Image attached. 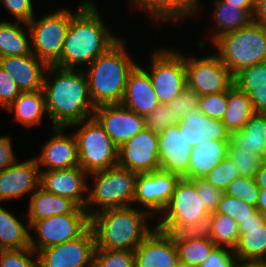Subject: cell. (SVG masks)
<instances>
[{"instance_id": "e575fe53", "label": "cell", "mask_w": 266, "mask_h": 267, "mask_svg": "<svg viewBox=\"0 0 266 267\" xmlns=\"http://www.w3.org/2000/svg\"><path fill=\"white\" fill-rule=\"evenodd\" d=\"M238 223L228 215L212 213L209 216L205 233L219 247L234 250L239 240Z\"/></svg>"}, {"instance_id": "ffe728a7", "label": "cell", "mask_w": 266, "mask_h": 267, "mask_svg": "<svg viewBox=\"0 0 266 267\" xmlns=\"http://www.w3.org/2000/svg\"><path fill=\"white\" fill-rule=\"evenodd\" d=\"M159 138L160 170L177 174L188 179L189 162L192 148L188 146L177 124L166 127Z\"/></svg>"}, {"instance_id": "f35d334b", "label": "cell", "mask_w": 266, "mask_h": 267, "mask_svg": "<svg viewBox=\"0 0 266 267\" xmlns=\"http://www.w3.org/2000/svg\"><path fill=\"white\" fill-rule=\"evenodd\" d=\"M256 211V207L247 204L240 198L229 196L224 193L215 212L228 215L239 225L243 220L250 218Z\"/></svg>"}, {"instance_id": "ab89813d", "label": "cell", "mask_w": 266, "mask_h": 267, "mask_svg": "<svg viewBox=\"0 0 266 267\" xmlns=\"http://www.w3.org/2000/svg\"><path fill=\"white\" fill-rule=\"evenodd\" d=\"M227 156L239 170L240 176L251 178H255L263 160L262 157L253 152L239 150L237 147H228Z\"/></svg>"}, {"instance_id": "f1b7e54d", "label": "cell", "mask_w": 266, "mask_h": 267, "mask_svg": "<svg viewBox=\"0 0 266 267\" xmlns=\"http://www.w3.org/2000/svg\"><path fill=\"white\" fill-rule=\"evenodd\" d=\"M229 141H208L193 147L190 155L188 179L205 178L227 157Z\"/></svg>"}, {"instance_id": "7c38bea8", "label": "cell", "mask_w": 266, "mask_h": 267, "mask_svg": "<svg viewBox=\"0 0 266 267\" xmlns=\"http://www.w3.org/2000/svg\"><path fill=\"white\" fill-rule=\"evenodd\" d=\"M185 67L187 86L199 96L225 92L233 85V75L216 53L202 58L185 57Z\"/></svg>"}, {"instance_id": "74e56055", "label": "cell", "mask_w": 266, "mask_h": 267, "mask_svg": "<svg viewBox=\"0 0 266 267\" xmlns=\"http://www.w3.org/2000/svg\"><path fill=\"white\" fill-rule=\"evenodd\" d=\"M259 190L255 178L239 176L227 186L224 193L229 196L240 198L247 204L257 208Z\"/></svg>"}, {"instance_id": "9f6ffc18", "label": "cell", "mask_w": 266, "mask_h": 267, "mask_svg": "<svg viewBox=\"0 0 266 267\" xmlns=\"http://www.w3.org/2000/svg\"><path fill=\"white\" fill-rule=\"evenodd\" d=\"M255 181L259 189L266 188V160H262L260 168L255 176Z\"/></svg>"}, {"instance_id": "d6a6232c", "label": "cell", "mask_w": 266, "mask_h": 267, "mask_svg": "<svg viewBox=\"0 0 266 267\" xmlns=\"http://www.w3.org/2000/svg\"><path fill=\"white\" fill-rule=\"evenodd\" d=\"M30 225L0 205V250L30 248Z\"/></svg>"}, {"instance_id": "52a82bcc", "label": "cell", "mask_w": 266, "mask_h": 267, "mask_svg": "<svg viewBox=\"0 0 266 267\" xmlns=\"http://www.w3.org/2000/svg\"><path fill=\"white\" fill-rule=\"evenodd\" d=\"M89 175L95 181L93 186H88L86 193L85 209L89 217L106 209L133 206L136 173L116 165ZM95 206L98 209L93 210Z\"/></svg>"}, {"instance_id": "6da1fadb", "label": "cell", "mask_w": 266, "mask_h": 267, "mask_svg": "<svg viewBox=\"0 0 266 267\" xmlns=\"http://www.w3.org/2000/svg\"><path fill=\"white\" fill-rule=\"evenodd\" d=\"M42 90L52 127L67 129L94 114L96 107L91 101L88 79L82 69L48 66Z\"/></svg>"}, {"instance_id": "4dcf8cb0", "label": "cell", "mask_w": 266, "mask_h": 267, "mask_svg": "<svg viewBox=\"0 0 266 267\" xmlns=\"http://www.w3.org/2000/svg\"><path fill=\"white\" fill-rule=\"evenodd\" d=\"M6 109L9 113H14V121L19 122L25 128L40 125L43 115L48 116L43 90L21 92Z\"/></svg>"}, {"instance_id": "7bdbcfd3", "label": "cell", "mask_w": 266, "mask_h": 267, "mask_svg": "<svg viewBox=\"0 0 266 267\" xmlns=\"http://www.w3.org/2000/svg\"><path fill=\"white\" fill-rule=\"evenodd\" d=\"M199 97L195 90L186 86L179 95L167 103L168 108H172L173 111V124L179 123L185 114L198 107Z\"/></svg>"}, {"instance_id": "d6986e66", "label": "cell", "mask_w": 266, "mask_h": 267, "mask_svg": "<svg viewBox=\"0 0 266 267\" xmlns=\"http://www.w3.org/2000/svg\"><path fill=\"white\" fill-rule=\"evenodd\" d=\"M178 264L173 236L157 228L134 250V267H176Z\"/></svg>"}, {"instance_id": "836d02e7", "label": "cell", "mask_w": 266, "mask_h": 267, "mask_svg": "<svg viewBox=\"0 0 266 267\" xmlns=\"http://www.w3.org/2000/svg\"><path fill=\"white\" fill-rule=\"evenodd\" d=\"M254 114L249 95L233 84L228 89L227 107L221 120L227 131H240Z\"/></svg>"}, {"instance_id": "484cf974", "label": "cell", "mask_w": 266, "mask_h": 267, "mask_svg": "<svg viewBox=\"0 0 266 267\" xmlns=\"http://www.w3.org/2000/svg\"><path fill=\"white\" fill-rule=\"evenodd\" d=\"M130 3L143 12H147L152 20L179 22L189 16L199 13V0H129ZM198 12V13H197ZM187 17V18H186Z\"/></svg>"}, {"instance_id": "9c48e42d", "label": "cell", "mask_w": 266, "mask_h": 267, "mask_svg": "<svg viewBox=\"0 0 266 267\" xmlns=\"http://www.w3.org/2000/svg\"><path fill=\"white\" fill-rule=\"evenodd\" d=\"M82 1L76 10L58 8L39 19L35 16L27 23L31 33L32 53L48 66L56 65L61 58L64 39L72 17L88 2Z\"/></svg>"}, {"instance_id": "7dc6e473", "label": "cell", "mask_w": 266, "mask_h": 267, "mask_svg": "<svg viewBox=\"0 0 266 267\" xmlns=\"http://www.w3.org/2000/svg\"><path fill=\"white\" fill-rule=\"evenodd\" d=\"M191 181L195 184L198 194L203 199L207 211L210 214L215 213L224 192L212 186L204 178L192 179Z\"/></svg>"}, {"instance_id": "603a6c76", "label": "cell", "mask_w": 266, "mask_h": 267, "mask_svg": "<svg viewBox=\"0 0 266 267\" xmlns=\"http://www.w3.org/2000/svg\"><path fill=\"white\" fill-rule=\"evenodd\" d=\"M239 240L233 252L240 261H266V217L254 212L239 224Z\"/></svg>"}, {"instance_id": "5b68a950", "label": "cell", "mask_w": 266, "mask_h": 267, "mask_svg": "<svg viewBox=\"0 0 266 267\" xmlns=\"http://www.w3.org/2000/svg\"><path fill=\"white\" fill-rule=\"evenodd\" d=\"M161 213L155 227L167 234L205 232L211 215L195 184L186 178L179 179L169 203Z\"/></svg>"}, {"instance_id": "d4e9b609", "label": "cell", "mask_w": 266, "mask_h": 267, "mask_svg": "<svg viewBox=\"0 0 266 267\" xmlns=\"http://www.w3.org/2000/svg\"><path fill=\"white\" fill-rule=\"evenodd\" d=\"M146 69L137 64L130 72L121 102L129 110L144 117L160 104Z\"/></svg>"}, {"instance_id": "bcb514c9", "label": "cell", "mask_w": 266, "mask_h": 267, "mask_svg": "<svg viewBox=\"0 0 266 267\" xmlns=\"http://www.w3.org/2000/svg\"><path fill=\"white\" fill-rule=\"evenodd\" d=\"M265 137L244 136L241 131L229 134L228 147H237L239 150L251 151L263 159V144Z\"/></svg>"}, {"instance_id": "83f0119b", "label": "cell", "mask_w": 266, "mask_h": 267, "mask_svg": "<svg viewBox=\"0 0 266 267\" xmlns=\"http://www.w3.org/2000/svg\"><path fill=\"white\" fill-rule=\"evenodd\" d=\"M28 223L54 216L72 213L78 205L67 197L57 196L47 192L40 186L29 197Z\"/></svg>"}, {"instance_id": "db71d44e", "label": "cell", "mask_w": 266, "mask_h": 267, "mask_svg": "<svg viewBox=\"0 0 266 267\" xmlns=\"http://www.w3.org/2000/svg\"><path fill=\"white\" fill-rule=\"evenodd\" d=\"M255 113L266 114V86L252 87V92L249 94Z\"/></svg>"}, {"instance_id": "7a4b0ae2", "label": "cell", "mask_w": 266, "mask_h": 267, "mask_svg": "<svg viewBox=\"0 0 266 267\" xmlns=\"http://www.w3.org/2000/svg\"><path fill=\"white\" fill-rule=\"evenodd\" d=\"M105 25L97 6L89 0L71 19L56 66L80 69L106 52L120 38Z\"/></svg>"}, {"instance_id": "11a10c76", "label": "cell", "mask_w": 266, "mask_h": 267, "mask_svg": "<svg viewBox=\"0 0 266 267\" xmlns=\"http://www.w3.org/2000/svg\"><path fill=\"white\" fill-rule=\"evenodd\" d=\"M253 22L266 26V0H255L252 14Z\"/></svg>"}, {"instance_id": "f6af8a7d", "label": "cell", "mask_w": 266, "mask_h": 267, "mask_svg": "<svg viewBox=\"0 0 266 267\" xmlns=\"http://www.w3.org/2000/svg\"><path fill=\"white\" fill-rule=\"evenodd\" d=\"M146 129L160 134L166 127L173 125V111L167 104H159L145 117Z\"/></svg>"}, {"instance_id": "ba28073f", "label": "cell", "mask_w": 266, "mask_h": 267, "mask_svg": "<svg viewBox=\"0 0 266 267\" xmlns=\"http://www.w3.org/2000/svg\"><path fill=\"white\" fill-rule=\"evenodd\" d=\"M79 127L77 141L79 167L88 175L118 165V147L92 116L69 127Z\"/></svg>"}, {"instance_id": "3957f363", "label": "cell", "mask_w": 266, "mask_h": 267, "mask_svg": "<svg viewBox=\"0 0 266 267\" xmlns=\"http://www.w3.org/2000/svg\"><path fill=\"white\" fill-rule=\"evenodd\" d=\"M154 217L135 206L106 209L90 217L96 248L134 251L156 228L148 225Z\"/></svg>"}, {"instance_id": "681fc988", "label": "cell", "mask_w": 266, "mask_h": 267, "mask_svg": "<svg viewBox=\"0 0 266 267\" xmlns=\"http://www.w3.org/2000/svg\"><path fill=\"white\" fill-rule=\"evenodd\" d=\"M20 93L13 78L0 66V108L6 109Z\"/></svg>"}, {"instance_id": "6f0895ef", "label": "cell", "mask_w": 266, "mask_h": 267, "mask_svg": "<svg viewBox=\"0 0 266 267\" xmlns=\"http://www.w3.org/2000/svg\"><path fill=\"white\" fill-rule=\"evenodd\" d=\"M230 5L237 6L239 9H254L255 0H221Z\"/></svg>"}, {"instance_id": "ee69618b", "label": "cell", "mask_w": 266, "mask_h": 267, "mask_svg": "<svg viewBox=\"0 0 266 267\" xmlns=\"http://www.w3.org/2000/svg\"><path fill=\"white\" fill-rule=\"evenodd\" d=\"M228 91L199 97V110L208 117L222 120L227 107Z\"/></svg>"}, {"instance_id": "8d00e7d4", "label": "cell", "mask_w": 266, "mask_h": 267, "mask_svg": "<svg viewBox=\"0 0 266 267\" xmlns=\"http://www.w3.org/2000/svg\"><path fill=\"white\" fill-rule=\"evenodd\" d=\"M91 267H134V251L95 248Z\"/></svg>"}, {"instance_id": "30bf717a", "label": "cell", "mask_w": 266, "mask_h": 267, "mask_svg": "<svg viewBox=\"0 0 266 267\" xmlns=\"http://www.w3.org/2000/svg\"><path fill=\"white\" fill-rule=\"evenodd\" d=\"M150 70L153 89L160 104L171 102L187 86L185 56L175 49L158 48L151 53Z\"/></svg>"}, {"instance_id": "8fae6325", "label": "cell", "mask_w": 266, "mask_h": 267, "mask_svg": "<svg viewBox=\"0 0 266 267\" xmlns=\"http://www.w3.org/2000/svg\"><path fill=\"white\" fill-rule=\"evenodd\" d=\"M89 226L87 210L79 206L72 213L38 220L30 226V230L37 234V239L31 234L30 247L38 253L42 249L79 237Z\"/></svg>"}, {"instance_id": "816d5d0a", "label": "cell", "mask_w": 266, "mask_h": 267, "mask_svg": "<svg viewBox=\"0 0 266 267\" xmlns=\"http://www.w3.org/2000/svg\"><path fill=\"white\" fill-rule=\"evenodd\" d=\"M240 131L244 136L266 137V114L255 113Z\"/></svg>"}, {"instance_id": "b9f144b4", "label": "cell", "mask_w": 266, "mask_h": 267, "mask_svg": "<svg viewBox=\"0 0 266 267\" xmlns=\"http://www.w3.org/2000/svg\"><path fill=\"white\" fill-rule=\"evenodd\" d=\"M239 176V170L227 156L204 179L215 188L224 192L227 186Z\"/></svg>"}, {"instance_id": "44dd1931", "label": "cell", "mask_w": 266, "mask_h": 267, "mask_svg": "<svg viewBox=\"0 0 266 267\" xmlns=\"http://www.w3.org/2000/svg\"><path fill=\"white\" fill-rule=\"evenodd\" d=\"M40 171L35 158L18 160L0 172V202L30 194L39 187Z\"/></svg>"}, {"instance_id": "c3c4849f", "label": "cell", "mask_w": 266, "mask_h": 267, "mask_svg": "<svg viewBox=\"0 0 266 267\" xmlns=\"http://www.w3.org/2000/svg\"><path fill=\"white\" fill-rule=\"evenodd\" d=\"M237 261L232 249L216 246L198 267H236Z\"/></svg>"}, {"instance_id": "8992f818", "label": "cell", "mask_w": 266, "mask_h": 267, "mask_svg": "<svg viewBox=\"0 0 266 267\" xmlns=\"http://www.w3.org/2000/svg\"><path fill=\"white\" fill-rule=\"evenodd\" d=\"M213 45L234 76L243 68L266 61V26L252 22L218 38Z\"/></svg>"}, {"instance_id": "5bb4252c", "label": "cell", "mask_w": 266, "mask_h": 267, "mask_svg": "<svg viewBox=\"0 0 266 267\" xmlns=\"http://www.w3.org/2000/svg\"><path fill=\"white\" fill-rule=\"evenodd\" d=\"M95 248V236L89 226L75 239L40 250V267H91Z\"/></svg>"}, {"instance_id": "94428289", "label": "cell", "mask_w": 266, "mask_h": 267, "mask_svg": "<svg viewBox=\"0 0 266 267\" xmlns=\"http://www.w3.org/2000/svg\"><path fill=\"white\" fill-rule=\"evenodd\" d=\"M263 159L266 160V137H265V142L263 144Z\"/></svg>"}, {"instance_id": "2e32d148", "label": "cell", "mask_w": 266, "mask_h": 267, "mask_svg": "<svg viewBox=\"0 0 266 267\" xmlns=\"http://www.w3.org/2000/svg\"><path fill=\"white\" fill-rule=\"evenodd\" d=\"M93 116L118 148L146 128L145 117L122 104L98 106Z\"/></svg>"}, {"instance_id": "9a60e30c", "label": "cell", "mask_w": 266, "mask_h": 267, "mask_svg": "<svg viewBox=\"0 0 266 267\" xmlns=\"http://www.w3.org/2000/svg\"><path fill=\"white\" fill-rule=\"evenodd\" d=\"M158 149V134L145 128L119 147L118 165L136 174L159 170Z\"/></svg>"}, {"instance_id": "f907efd6", "label": "cell", "mask_w": 266, "mask_h": 267, "mask_svg": "<svg viewBox=\"0 0 266 267\" xmlns=\"http://www.w3.org/2000/svg\"><path fill=\"white\" fill-rule=\"evenodd\" d=\"M16 21L28 23L35 15L32 0H0Z\"/></svg>"}, {"instance_id": "4fadbf2b", "label": "cell", "mask_w": 266, "mask_h": 267, "mask_svg": "<svg viewBox=\"0 0 266 267\" xmlns=\"http://www.w3.org/2000/svg\"><path fill=\"white\" fill-rule=\"evenodd\" d=\"M180 178L177 174L160 169L137 174L133 204L141 205V209L158 218V214L169 203Z\"/></svg>"}, {"instance_id": "d590c367", "label": "cell", "mask_w": 266, "mask_h": 267, "mask_svg": "<svg viewBox=\"0 0 266 267\" xmlns=\"http://www.w3.org/2000/svg\"><path fill=\"white\" fill-rule=\"evenodd\" d=\"M233 84L249 95L252 87L266 86V61L243 68L233 76Z\"/></svg>"}, {"instance_id": "f5cc1de1", "label": "cell", "mask_w": 266, "mask_h": 267, "mask_svg": "<svg viewBox=\"0 0 266 267\" xmlns=\"http://www.w3.org/2000/svg\"><path fill=\"white\" fill-rule=\"evenodd\" d=\"M8 136H0V172L13 165L17 160Z\"/></svg>"}, {"instance_id": "1f68e13d", "label": "cell", "mask_w": 266, "mask_h": 267, "mask_svg": "<svg viewBox=\"0 0 266 267\" xmlns=\"http://www.w3.org/2000/svg\"><path fill=\"white\" fill-rule=\"evenodd\" d=\"M214 3V28L217 30L211 36V43H214L221 36L246 27L253 22L252 14L254 9H239L221 0Z\"/></svg>"}, {"instance_id": "60d3db41", "label": "cell", "mask_w": 266, "mask_h": 267, "mask_svg": "<svg viewBox=\"0 0 266 267\" xmlns=\"http://www.w3.org/2000/svg\"><path fill=\"white\" fill-rule=\"evenodd\" d=\"M0 267H40V259L31 247L0 250Z\"/></svg>"}, {"instance_id": "277c9868", "label": "cell", "mask_w": 266, "mask_h": 267, "mask_svg": "<svg viewBox=\"0 0 266 267\" xmlns=\"http://www.w3.org/2000/svg\"><path fill=\"white\" fill-rule=\"evenodd\" d=\"M125 45L126 40L120 38L83 69L88 79L90 98L95 107L121 104L123 100L128 76L137 65L126 51Z\"/></svg>"}, {"instance_id": "4316f807", "label": "cell", "mask_w": 266, "mask_h": 267, "mask_svg": "<svg viewBox=\"0 0 266 267\" xmlns=\"http://www.w3.org/2000/svg\"><path fill=\"white\" fill-rule=\"evenodd\" d=\"M177 246L179 263L198 267L206 261L216 244L205 232L171 234Z\"/></svg>"}, {"instance_id": "7402d4cb", "label": "cell", "mask_w": 266, "mask_h": 267, "mask_svg": "<svg viewBox=\"0 0 266 267\" xmlns=\"http://www.w3.org/2000/svg\"><path fill=\"white\" fill-rule=\"evenodd\" d=\"M177 126L191 148L208 141H229L230 133L222 121L203 114L199 107L185 114Z\"/></svg>"}, {"instance_id": "cb8c5ba5", "label": "cell", "mask_w": 266, "mask_h": 267, "mask_svg": "<svg viewBox=\"0 0 266 267\" xmlns=\"http://www.w3.org/2000/svg\"><path fill=\"white\" fill-rule=\"evenodd\" d=\"M0 66L13 78L21 92H33L43 89L48 65L39 60L34 54L1 57Z\"/></svg>"}, {"instance_id": "e0dca14e", "label": "cell", "mask_w": 266, "mask_h": 267, "mask_svg": "<svg viewBox=\"0 0 266 267\" xmlns=\"http://www.w3.org/2000/svg\"><path fill=\"white\" fill-rule=\"evenodd\" d=\"M89 175L79 166L74 168L40 171L39 186L57 196L67 197L79 207L85 208L88 195Z\"/></svg>"}, {"instance_id": "680465c9", "label": "cell", "mask_w": 266, "mask_h": 267, "mask_svg": "<svg viewBox=\"0 0 266 267\" xmlns=\"http://www.w3.org/2000/svg\"><path fill=\"white\" fill-rule=\"evenodd\" d=\"M256 209L266 217V188L259 190V200Z\"/></svg>"}, {"instance_id": "f546056e", "label": "cell", "mask_w": 266, "mask_h": 267, "mask_svg": "<svg viewBox=\"0 0 266 267\" xmlns=\"http://www.w3.org/2000/svg\"><path fill=\"white\" fill-rule=\"evenodd\" d=\"M23 27H25V30ZM32 54L31 33L28 24L19 21L13 23L5 20L1 21L0 58Z\"/></svg>"}, {"instance_id": "ac0fdd59", "label": "cell", "mask_w": 266, "mask_h": 267, "mask_svg": "<svg viewBox=\"0 0 266 267\" xmlns=\"http://www.w3.org/2000/svg\"><path fill=\"white\" fill-rule=\"evenodd\" d=\"M52 130L53 135L42 146L40 154L34 157L39 171L78 167V149L74 133L71 136L64 134L65 127H53Z\"/></svg>"}, {"instance_id": "91938a15", "label": "cell", "mask_w": 266, "mask_h": 267, "mask_svg": "<svg viewBox=\"0 0 266 267\" xmlns=\"http://www.w3.org/2000/svg\"><path fill=\"white\" fill-rule=\"evenodd\" d=\"M236 267H266V261H237Z\"/></svg>"}, {"instance_id": "6125c7cd", "label": "cell", "mask_w": 266, "mask_h": 267, "mask_svg": "<svg viewBox=\"0 0 266 267\" xmlns=\"http://www.w3.org/2000/svg\"><path fill=\"white\" fill-rule=\"evenodd\" d=\"M176 267H190V266L182 264V263H179Z\"/></svg>"}]
</instances>
